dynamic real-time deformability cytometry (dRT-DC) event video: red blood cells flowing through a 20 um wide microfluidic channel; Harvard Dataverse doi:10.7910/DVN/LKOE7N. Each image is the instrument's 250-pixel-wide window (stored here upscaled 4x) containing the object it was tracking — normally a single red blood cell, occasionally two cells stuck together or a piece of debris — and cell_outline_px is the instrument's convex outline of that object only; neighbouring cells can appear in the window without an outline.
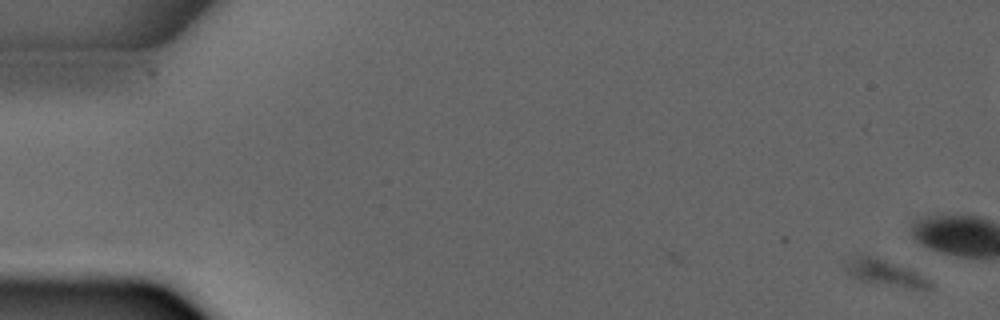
{"species": "common noctule bat (a hibernating species)", "species_latin": "Nyctalus noctula", "temperature_condition": "warm", "stored_images_in_passage": 2, "camera_frame_rate_fps": 3000, "um_per_image_px": 0.085, "animal": {"sex": "male", "forearm_length_mm": 52.5}, "frame": {"image": 1, "passage_image": 2, "time_ms": 1.0, "image_size_px": [1000, 320], "cell_outline_px": [[928, 288], [912, 288], [860, 280], [852, 276], [840, 264], [844, 260], [856, 252], [860, 252], [884, 260], [904, 268], [920, 276], [928, 284]], "centroid_in_image_um": [74.91, 23.09], "position_along_channel_um": 10.1, "area_um2": 12.25}}